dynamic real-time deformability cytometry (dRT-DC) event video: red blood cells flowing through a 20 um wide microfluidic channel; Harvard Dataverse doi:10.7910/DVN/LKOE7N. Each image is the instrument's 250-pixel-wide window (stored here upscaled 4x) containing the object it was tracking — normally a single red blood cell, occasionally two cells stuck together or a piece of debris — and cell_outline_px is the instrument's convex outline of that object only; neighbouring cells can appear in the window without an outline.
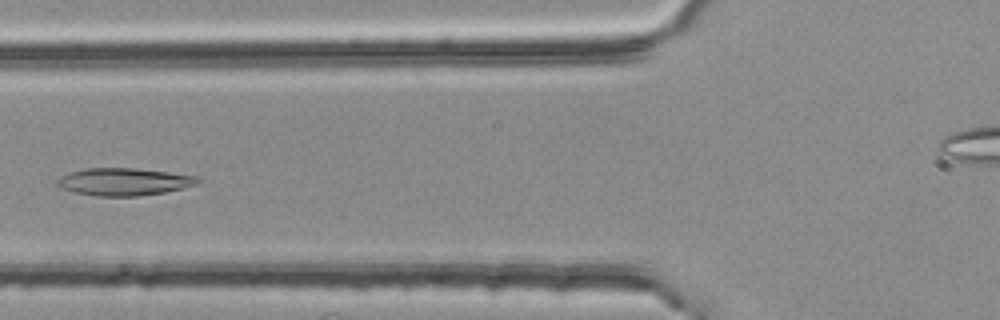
{"species": "common noctule bat (a hibernating species)", "species_latin": "Nyctalus noctula", "temperature_condition": "room temperature", "stored_images_in_passage": 5, "camera_frame_rate_fps": 3000, "um_per_image_px": 0.085, "animal": {"sex": "female", "body_mass_g": 25.1}, "frame": {"image": 1, "passage_image": 4, "time_ms": 1.0, "image_size_px": [1000, 320], "cell_outline_px": [[200, 180], [196, 184], [184, 188], [164, 192], [136, 196], [96, 196], [76, 192], [60, 188], [56, 184], [56, 180], [60, 176], [68, 172], [84, 168], [132, 168], [168, 172], [200, 176]], "centroid_in_image_um": [10.51, 15.44], "position_along_channel_um": 115.3, "area_um2": 22.54}}